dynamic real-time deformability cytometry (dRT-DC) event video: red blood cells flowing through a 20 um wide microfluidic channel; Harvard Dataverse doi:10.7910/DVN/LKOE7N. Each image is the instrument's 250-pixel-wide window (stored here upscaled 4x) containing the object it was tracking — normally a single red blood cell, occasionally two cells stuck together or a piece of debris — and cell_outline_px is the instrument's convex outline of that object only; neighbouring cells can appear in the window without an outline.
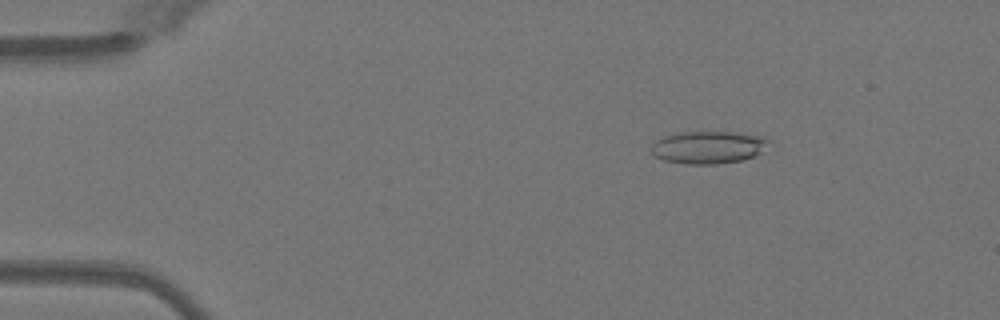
{"species": "Egyptian fruit bat (a non-hibernating species)", "species_latin": "Rousettus aegyptiacus", "temperature_condition": "warm", "stored_images_in_passage": 49, "camera_frame_rate_fps": 3000, "um_per_image_px": 0.085, "animal": {"sex": "female"}, "frame": {"image": 1, "passage_image": 7, "time_ms": 2.0, "image_size_px": [1000, 320], "cell_outline_px": [[772, 140], [756, 156], [744, 160], [716, 164], [684, 164], [664, 160], [656, 156], [648, 148], [656, 140], [664, 136], [680, 132], [732, 132], [764, 136]], "centroid_in_image_um": [60.21, 12.52], "position_along_channel_um": 24.8, "area_um2": 22.48}}
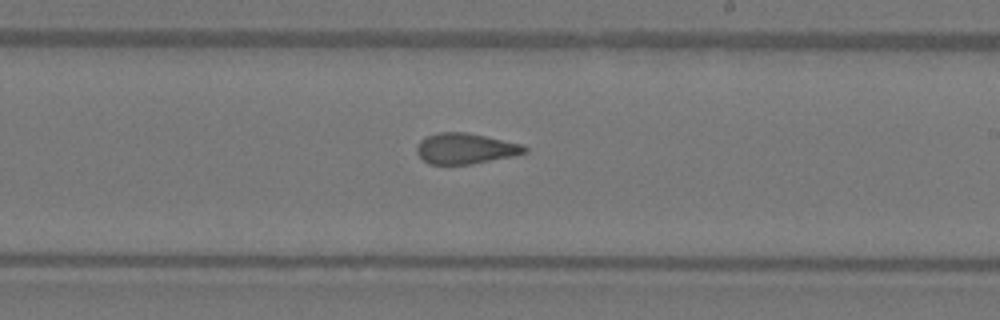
{"frame": {"image": 2, "passage_image": 29, "time_ms": 9.333, "image_size_px": [1000, 320], "cell_outline_px": [[528, 152], [516, 156], [472, 164], [428, 164], [416, 152], [416, 144], [420, 140], [436, 132], [464, 132], [524, 144], [528, 148]], "centroid_in_image_um": [39.59, 12.63], "position_along_channel_um": 249.4, "area_um2": 19.48}}
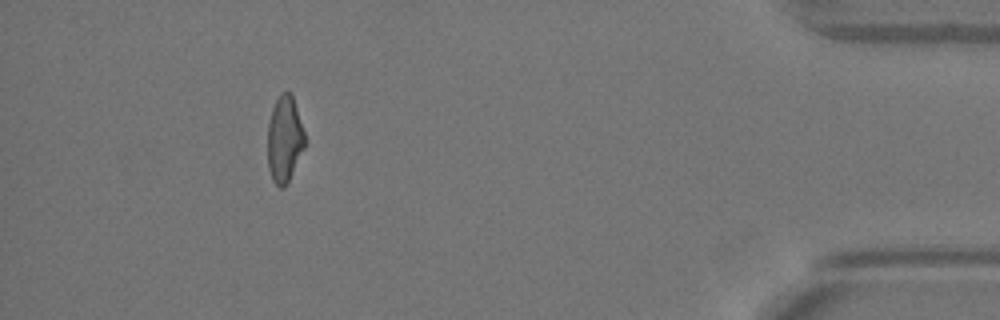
{"frame": {"image": 3, "passage_image": 45, "time_ms": 14.667, "image_size_px": [1000, 320], "cell_outline_px": [[304, 148], [288, 184], [284, 188], [280, 188], [272, 180], [268, 168], [268, 124], [272, 108], [280, 92], [288, 92], [292, 96], [304, 132]], "centroid_in_image_um": [24.17, 11.88], "position_along_channel_um": 411.0, "area_um2": 18.61}, "authors_computed_cell_mechanics": {"area_um2": 20.0566, "velocity_mm_per_s": 4.0912, "shape_relaxation_time_tau1_ms": null, "shape_relaxation_time_tau2_ms": 1.5112, "deformation_change_tau1": null, "deformation_change_tau2": 0.0973}}